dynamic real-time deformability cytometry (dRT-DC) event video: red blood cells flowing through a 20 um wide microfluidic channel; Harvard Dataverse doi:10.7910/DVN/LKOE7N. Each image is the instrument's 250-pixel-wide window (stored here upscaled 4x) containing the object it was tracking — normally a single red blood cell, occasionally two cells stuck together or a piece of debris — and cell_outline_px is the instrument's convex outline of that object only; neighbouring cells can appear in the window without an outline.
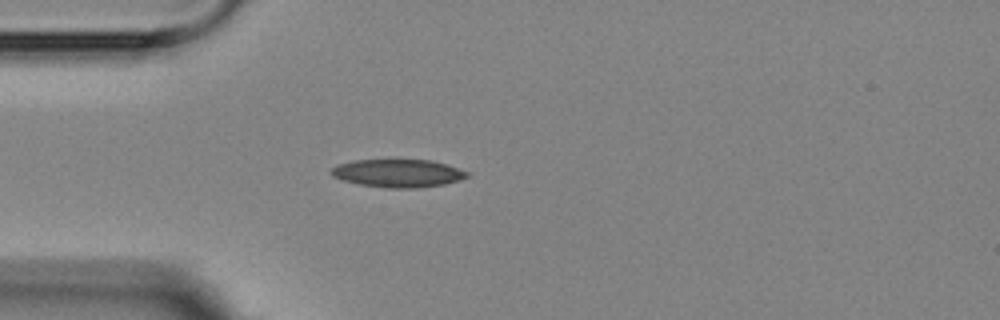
{"species": "Egyptian fruit bat (a non-hibernating species)", "species_latin": "Rousettus aegyptiacus", "temperature_condition": "room temperature", "stored_images_in_passage": 3, "camera_frame_rate_fps": 3000, "um_per_image_px": 0.085, "animal": {"sex": "female"}, "frame": {"image": 1, "passage_image": 3, "time_ms": 3.333, "image_size_px": [1000, 320], "cell_outline_px": [[468, 176], [444, 184], [412, 188], [388, 188], [360, 184], [344, 180], [332, 176], [332, 168], [336, 164], [356, 160], [432, 160], [468, 172]], "centroid_in_image_um": [33.79, 14.72], "position_along_channel_um": 51.2, "area_um2": 21.68}}